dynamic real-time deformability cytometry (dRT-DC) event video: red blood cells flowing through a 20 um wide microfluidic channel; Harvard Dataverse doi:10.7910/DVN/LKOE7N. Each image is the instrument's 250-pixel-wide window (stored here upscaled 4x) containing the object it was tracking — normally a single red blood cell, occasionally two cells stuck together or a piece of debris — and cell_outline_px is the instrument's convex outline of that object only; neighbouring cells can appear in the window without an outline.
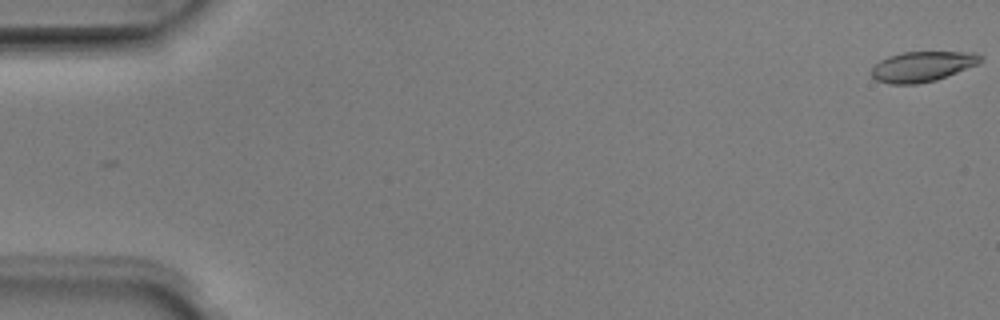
{"species": "Egyptian fruit bat (a non-hibernating species)", "species_latin": "Rousettus aegyptiacus", "temperature_condition": "room temperature", "stored_images_in_passage": 51, "camera_frame_rate_fps": 3000, "um_per_image_px": 0.085, "animal": {"sex": "male"}, "frame": {"image": 1, "passage_image": 1, "time_ms": 0.0, "image_size_px": [1000, 320], "cell_outline_px": [[984, 60], [980, 64], [936, 80], [916, 84], [888, 84], [876, 80], [872, 76], [872, 68], [880, 60], [888, 56], [904, 52], [976, 52], [984, 56]], "centroid_in_image_um": [78.46, 5.65], "position_along_channel_um": 6.5, "area_um2": 19.42}}
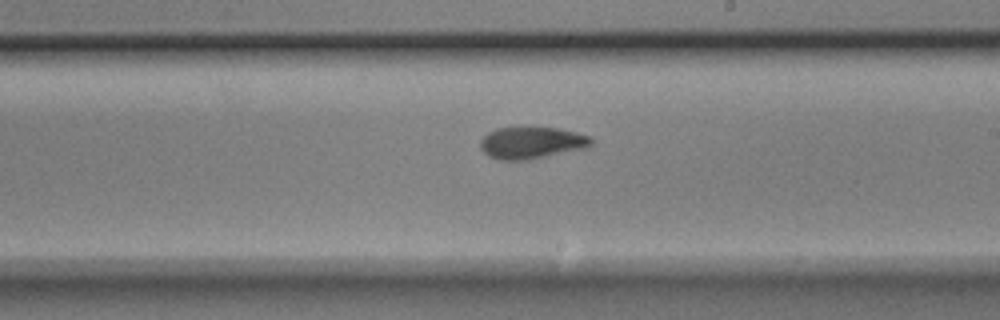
{"frame": {"image": 2, "passage_image": 30, "time_ms": 9.667, "image_size_px": [1000, 320], "cell_outline_px": [[592, 144], [588, 148], [528, 160], [496, 160], [488, 156], [480, 148], [480, 140], [488, 132], [496, 128], [528, 124], [556, 128], [576, 132], [592, 136]], "centroid_in_image_um": [45.18, 12.1], "position_along_channel_um": 243.8, "area_um2": 21.62}}
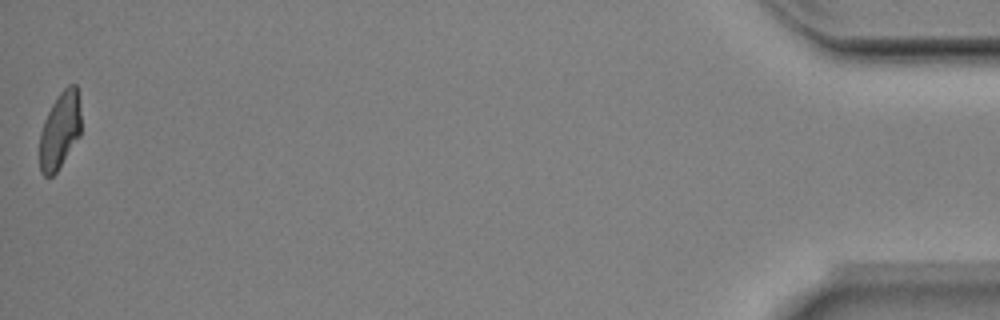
{"frame": {"image": 3, "passage_image": 51, "time_ms": 16.667, "image_size_px": [1000, 320], "cell_outline_px": [[80, 136], [56, 172], [52, 176], [44, 176], [40, 172], [40, 132], [44, 120], [52, 104], [60, 92], [68, 84], [76, 84], [80, 108]], "centroid_in_image_um": [5.09, 11.08], "position_along_channel_um": 430.1, "area_um2": 18.44}, "authors_computed_cell_mechanics": {"area_um2": 20.23, "velocity_mm_per_s": 4.0156, "shape_relaxation_time_tau1_ms": 3.6798, "shape_relaxation_time_tau2_ms": 2.5157, "deformation_change_tau1": 0.1452, "deformation_change_tau2": 0.0831}}